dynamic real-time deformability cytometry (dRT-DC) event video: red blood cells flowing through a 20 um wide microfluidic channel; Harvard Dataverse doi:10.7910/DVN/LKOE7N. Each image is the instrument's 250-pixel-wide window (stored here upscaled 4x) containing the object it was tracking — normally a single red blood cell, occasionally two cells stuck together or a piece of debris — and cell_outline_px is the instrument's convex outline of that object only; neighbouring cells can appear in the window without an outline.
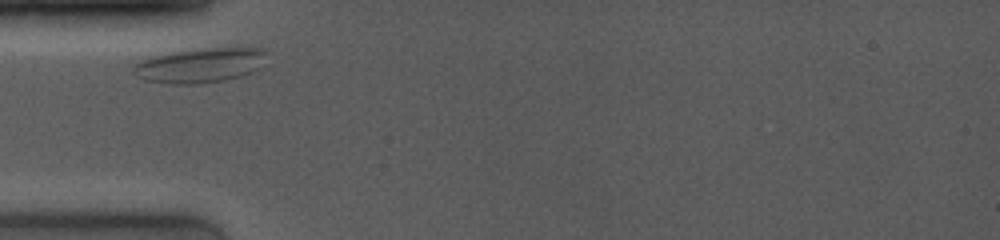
{"species": "common noctule bat (a hibernating species)", "species_latin": "Nyctalus noctula", "temperature_condition": "room temperature", "stored_images_in_passage": 3, "camera_frame_rate_fps": 4000, "um_per_image_px": 0.085, "animal": {"sex": "female", "body_mass_g": 19.0, "forearm_length_mm": 53.3}, "frame": {"image": 1, "passage_image": 1, "time_ms": 0.0, "image_size_px": [1000, 240], "cell_outline_px": [[268, 52], [260, 68], [252, 72], [240, 76], [224, 80], [196, 84], [172, 84], [144, 80], [132, 72], [132, 68], [140, 60], [152, 56], [192, 48], [240, 44], [264, 48]], "centroid_in_image_um": [17.11, 5.48], "position_along_channel_um": 67.9, "area_um2": 28.15}}
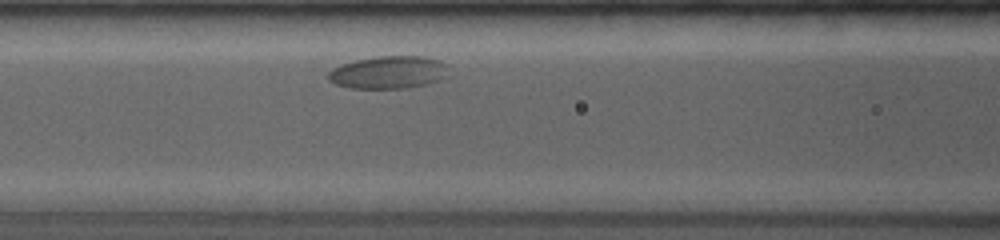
{"frame": {"image": 2, "passage_image": 3, "time_ms": 2.0, "image_size_px": [1000, 240], "cell_outline_px": [[448, 76], [440, 80], [428, 84], [408, 88], [348, 88], [336, 84], [328, 80], [328, 72], [332, 68], [340, 64], [356, 60], [376, 56], [424, 56], [440, 60], [448, 64]], "centroid_in_image_um": [33.05, 6.14], "position_along_channel_um": 133.5, "area_um2": 23.29}}